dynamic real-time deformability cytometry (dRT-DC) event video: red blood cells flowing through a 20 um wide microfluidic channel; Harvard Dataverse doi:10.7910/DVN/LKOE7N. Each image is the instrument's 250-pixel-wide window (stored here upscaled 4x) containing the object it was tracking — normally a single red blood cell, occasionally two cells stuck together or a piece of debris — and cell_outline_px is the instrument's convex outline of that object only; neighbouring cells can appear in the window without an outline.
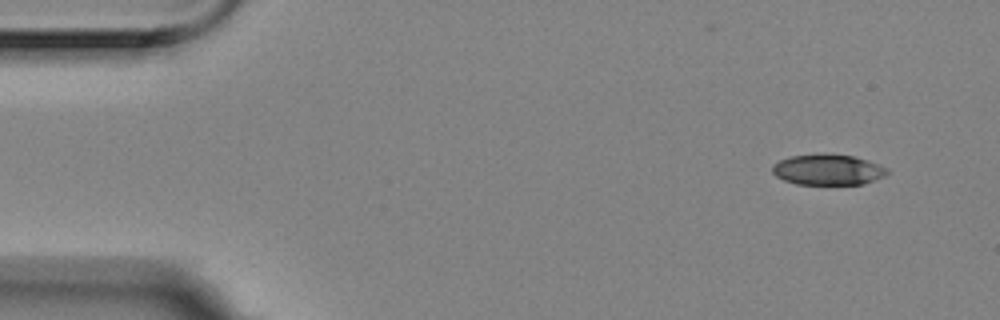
{"species": "Egyptian fruit bat (a non-hibernating species)", "species_latin": "Rousettus aegyptiacus", "temperature_condition": "room temperature", "stored_images_in_passage": 5, "segment_of_instrument_passage": [1, 2], "camera_frame_rate_fps": 3000, "um_per_image_px": 0.085, "animal": {"sex": "female"}, "frame": {"image": 1, "passage_image": 1, "time_ms": 0.0, "image_size_px": [1000, 320], "cell_outline_px": [[888, 172], [884, 176], [864, 184], [796, 184], [784, 180], [776, 176], [772, 172], [772, 164], [788, 156], [824, 152], [852, 156], [868, 160], [888, 168]], "centroid_in_image_um": [70.34, 14.4], "position_along_channel_um": 14.7, "area_um2": 20.87}}
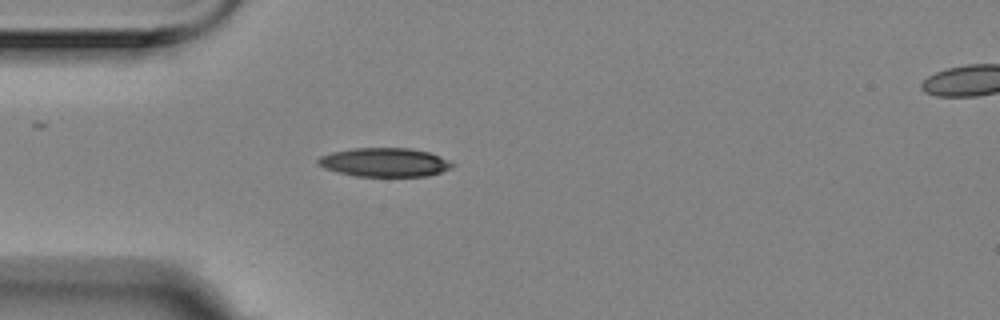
{"frame": {"image": 2, "passage_image": 4, "time_ms": 1.0, "image_size_px": [1000, 320], "cell_outline_px": [[456, 164], [452, 168], [428, 176], [356, 176], [336, 172], [324, 168], [316, 164], [316, 160], [320, 156], [332, 152], [352, 148], [408, 148], [428, 152], [440, 156]], "centroid_in_image_um": [32.67, 13.8], "position_along_channel_um": 52.3, "area_um2": 22.66}}